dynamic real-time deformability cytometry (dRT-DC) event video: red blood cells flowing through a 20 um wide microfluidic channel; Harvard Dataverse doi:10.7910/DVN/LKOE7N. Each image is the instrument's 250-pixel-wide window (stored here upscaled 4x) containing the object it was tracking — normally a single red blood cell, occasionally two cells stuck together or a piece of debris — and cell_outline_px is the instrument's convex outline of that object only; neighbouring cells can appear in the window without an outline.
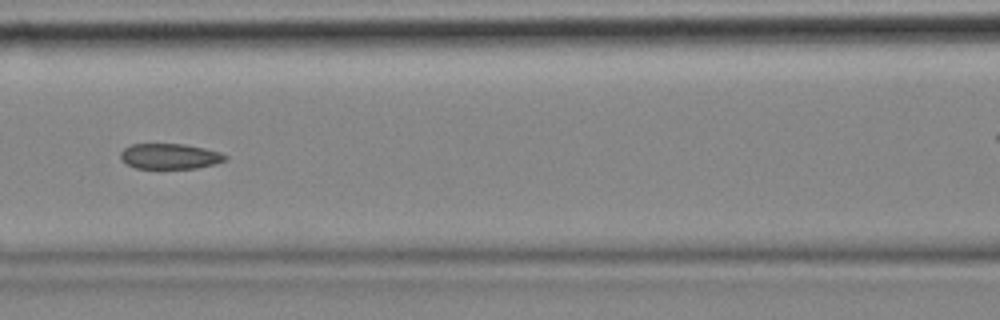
{"species": "common noctule bat (a hibernating species)", "species_latin": "Nyctalus noctula", "temperature_condition": "cold", "stored_images_in_passage": 8, "camera_frame_rate_fps": 3000, "um_per_image_px": 0.085, "animal": {"sex": "female", "body_mass_g": 18.4}, "frame": {"image": 1, "passage_image": 6, "time_ms": 1.667, "image_size_px": [1000, 320], "cell_outline_px": [[228, 160], [196, 168], [136, 168], [128, 164], [120, 156], [120, 152], [124, 148], [132, 144], [184, 144], [204, 148], [220, 152], [228, 156]], "centroid_in_image_um": [14.46, 13.27], "position_along_channel_um": 152.1, "area_um2": 15.37}}